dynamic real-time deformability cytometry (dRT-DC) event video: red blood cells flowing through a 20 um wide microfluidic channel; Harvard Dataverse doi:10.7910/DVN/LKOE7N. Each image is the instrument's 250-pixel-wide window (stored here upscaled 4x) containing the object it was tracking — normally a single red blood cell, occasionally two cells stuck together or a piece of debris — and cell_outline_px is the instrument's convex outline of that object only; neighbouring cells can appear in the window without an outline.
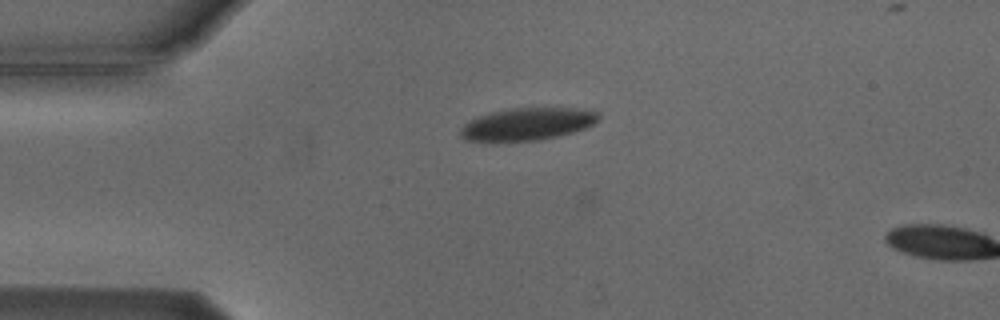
{"species": "Egyptian fruit bat (a non-hibernating species)", "species_latin": "Rousettus aegyptiacus", "temperature_condition": "cold", "stored_images_in_passage": 3, "camera_frame_rate_fps": 3000, "um_per_image_px": 0.085, "animal": {"sex": "male"}, "frame": {"image": 1, "passage_image": 2, "time_ms": 1.0, "image_size_px": [1000, 320], "cell_outline_px": [[600, 120], [584, 128], [572, 132], [540, 140], [464, 140], [460, 136], [460, 128], [468, 120], [492, 112], [512, 108], [592, 108], [600, 112]], "centroid_in_image_um": [44.89, 10.51], "position_along_channel_um": 40.1, "area_um2": 25.95}}